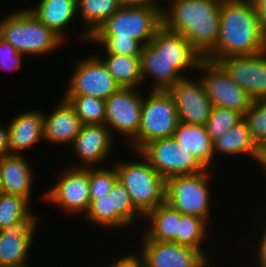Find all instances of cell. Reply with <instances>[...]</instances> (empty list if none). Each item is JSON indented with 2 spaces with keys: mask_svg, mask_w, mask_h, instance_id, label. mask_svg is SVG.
Here are the masks:
<instances>
[{
  "mask_svg": "<svg viewBox=\"0 0 266 267\" xmlns=\"http://www.w3.org/2000/svg\"><path fill=\"white\" fill-rule=\"evenodd\" d=\"M264 50L266 35L253 1H221L218 40L215 48L205 58L217 61Z\"/></svg>",
  "mask_w": 266,
  "mask_h": 267,
  "instance_id": "6da1fadb",
  "label": "cell"
},
{
  "mask_svg": "<svg viewBox=\"0 0 266 267\" xmlns=\"http://www.w3.org/2000/svg\"><path fill=\"white\" fill-rule=\"evenodd\" d=\"M222 0H169L162 9L163 26L180 33L205 58L216 46Z\"/></svg>",
  "mask_w": 266,
  "mask_h": 267,
  "instance_id": "7a4b0ae2",
  "label": "cell"
},
{
  "mask_svg": "<svg viewBox=\"0 0 266 267\" xmlns=\"http://www.w3.org/2000/svg\"><path fill=\"white\" fill-rule=\"evenodd\" d=\"M0 37L24 56H41L61 47L64 40L29 9H16L0 21Z\"/></svg>",
  "mask_w": 266,
  "mask_h": 267,
  "instance_id": "3957f363",
  "label": "cell"
},
{
  "mask_svg": "<svg viewBox=\"0 0 266 267\" xmlns=\"http://www.w3.org/2000/svg\"><path fill=\"white\" fill-rule=\"evenodd\" d=\"M141 161H117L118 180L130 194L136 209L145 217L165 202L166 180L139 153Z\"/></svg>",
  "mask_w": 266,
  "mask_h": 267,
  "instance_id": "277c9868",
  "label": "cell"
},
{
  "mask_svg": "<svg viewBox=\"0 0 266 267\" xmlns=\"http://www.w3.org/2000/svg\"><path fill=\"white\" fill-rule=\"evenodd\" d=\"M163 6L122 5L90 37H118L149 44L163 26Z\"/></svg>",
  "mask_w": 266,
  "mask_h": 267,
  "instance_id": "5b68a950",
  "label": "cell"
},
{
  "mask_svg": "<svg viewBox=\"0 0 266 267\" xmlns=\"http://www.w3.org/2000/svg\"><path fill=\"white\" fill-rule=\"evenodd\" d=\"M148 96L143 97L138 135L128 144L135 152L147 143L172 137L179 123L175 100L168 90H150Z\"/></svg>",
  "mask_w": 266,
  "mask_h": 267,
  "instance_id": "8992f818",
  "label": "cell"
},
{
  "mask_svg": "<svg viewBox=\"0 0 266 267\" xmlns=\"http://www.w3.org/2000/svg\"><path fill=\"white\" fill-rule=\"evenodd\" d=\"M213 170L192 175L174 176L166 180L165 202L181 214L211 222V182ZM211 199V200H210Z\"/></svg>",
  "mask_w": 266,
  "mask_h": 267,
  "instance_id": "52a82bcc",
  "label": "cell"
},
{
  "mask_svg": "<svg viewBox=\"0 0 266 267\" xmlns=\"http://www.w3.org/2000/svg\"><path fill=\"white\" fill-rule=\"evenodd\" d=\"M139 153L165 179L192 175L207 168L173 136L147 143Z\"/></svg>",
  "mask_w": 266,
  "mask_h": 267,
  "instance_id": "ba28073f",
  "label": "cell"
},
{
  "mask_svg": "<svg viewBox=\"0 0 266 267\" xmlns=\"http://www.w3.org/2000/svg\"><path fill=\"white\" fill-rule=\"evenodd\" d=\"M196 71H203L200 79L212 106L234 110L242 115L252 106L254 99L233 81L218 62L202 58Z\"/></svg>",
  "mask_w": 266,
  "mask_h": 267,
  "instance_id": "9c48e42d",
  "label": "cell"
},
{
  "mask_svg": "<svg viewBox=\"0 0 266 267\" xmlns=\"http://www.w3.org/2000/svg\"><path fill=\"white\" fill-rule=\"evenodd\" d=\"M63 96H93L108 99L121 87L98 53L77 61Z\"/></svg>",
  "mask_w": 266,
  "mask_h": 267,
  "instance_id": "30bf717a",
  "label": "cell"
},
{
  "mask_svg": "<svg viewBox=\"0 0 266 267\" xmlns=\"http://www.w3.org/2000/svg\"><path fill=\"white\" fill-rule=\"evenodd\" d=\"M56 183L42 193L43 199L56 204L70 215L85 214L90 205L89 168L70 167L59 174Z\"/></svg>",
  "mask_w": 266,
  "mask_h": 267,
  "instance_id": "8fae6325",
  "label": "cell"
},
{
  "mask_svg": "<svg viewBox=\"0 0 266 267\" xmlns=\"http://www.w3.org/2000/svg\"><path fill=\"white\" fill-rule=\"evenodd\" d=\"M143 97L137 88H120L105 100V124L113 136L124 135L126 144L138 135Z\"/></svg>",
  "mask_w": 266,
  "mask_h": 267,
  "instance_id": "7c38bea8",
  "label": "cell"
},
{
  "mask_svg": "<svg viewBox=\"0 0 266 267\" xmlns=\"http://www.w3.org/2000/svg\"><path fill=\"white\" fill-rule=\"evenodd\" d=\"M38 223L37 214L30 211L24 218L0 229V267L30 266L28 258Z\"/></svg>",
  "mask_w": 266,
  "mask_h": 267,
  "instance_id": "4fadbf2b",
  "label": "cell"
},
{
  "mask_svg": "<svg viewBox=\"0 0 266 267\" xmlns=\"http://www.w3.org/2000/svg\"><path fill=\"white\" fill-rule=\"evenodd\" d=\"M216 62L254 100L266 98V50L255 54L230 56Z\"/></svg>",
  "mask_w": 266,
  "mask_h": 267,
  "instance_id": "5bb4252c",
  "label": "cell"
},
{
  "mask_svg": "<svg viewBox=\"0 0 266 267\" xmlns=\"http://www.w3.org/2000/svg\"><path fill=\"white\" fill-rule=\"evenodd\" d=\"M197 80L186 76L168 91L175 100L180 122L205 125L210 115L212 103L207 96L202 80L200 78Z\"/></svg>",
  "mask_w": 266,
  "mask_h": 267,
  "instance_id": "9a60e30c",
  "label": "cell"
},
{
  "mask_svg": "<svg viewBox=\"0 0 266 267\" xmlns=\"http://www.w3.org/2000/svg\"><path fill=\"white\" fill-rule=\"evenodd\" d=\"M142 267H198L207 257L198 249L174 242L142 240Z\"/></svg>",
  "mask_w": 266,
  "mask_h": 267,
  "instance_id": "2e32d148",
  "label": "cell"
},
{
  "mask_svg": "<svg viewBox=\"0 0 266 267\" xmlns=\"http://www.w3.org/2000/svg\"><path fill=\"white\" fill-rule=\"evenodd\" d=\"M113 137L106 124L82 125L79 134L70 145L81 163L72 164V167L89 168L104 164L103 162L108 160L114 147Z\"/></svg>",
  "mask_w": 266,
  "mask_h": 267,
  "instance_id": "e0dca14e",
  "label": "cell"
},
{
  "mask_svg": "<svg viewBox=\"0 0 266 267\" xmlns=\"http://www.w3.org/2000/svg\"><path fill=\"white\" fill-rule=\"evenodd\" d=\"M53 109L50 114L43 111L44 141L69 146L79 134L83 124L74 108L63 97Z\"/></svg>",
  "mask_w": 266,
  "mask_h": 267,
  "instance_id": "ac0fdd59",
  "label": "cell"
},
{
  "mask_svg": "<svg viewBox=\"0 0 266 267\" xmlns=\"http://www.w3.org/2000/svg\"><path fill=\"white\" fill-rule=\"evenodd\" d=\"M150 44L163 56L173 62L182 74L186 70H197L202 56L180 33L172 32L162 26L151 39Z\"/></svg>",
  "mask_w": 266,
  "mask_h": 267,
  "instance_id": "d6986e66",
  "label": "cell"
},
{
  "mask_svg": "<svg viewBox=\"0 0 266 267\" xmlns=\"http://www.w3.org/2000/svg\"><path fill=\"white\" fill-rule=\"evenodd\" d=\"M9 154L22 155L33 149L35 144L44 142L43 111L29 110L13 117L9 122Z\"/></svg>",
  "mask_w": 266,
  "mask_h": 267,
  "instance_id": "ffe728a7",
  "label": "cell"
},
{
  "mask_svg": "<svg viewBox=\"0 0 266 267\" xmlns=\"http://www.w3.org/2000/svg\"><path fill=\"white\" fill-rule=\"evenodd\" d=\"M140 59L142 84L149 77L155 80L151 84V90H169L179 80L186 77L173 66L171 60L159 54L150 43L143 46Z\"/></svg>",
  "mask_w": 266,
  "mask_h": 267,
  "instance_id": "44dd1931",
  "label": "cell"
},
{
  "mask_svg": "<svg viewBox=\"0 0 266 267\" xmlns=\"http://www.w3.org/2000/svg\"><path fill=\"white\" fill-rule=\"evenodd\" d=\"M33 171L24 154H5L1 156L2 191L7 194L22 196L30 202L34 178Z\"/></svg>",
  "mask_w": 266,
  "mask_h": 267,
  "instance_id": "7402d4cb",
  "label": "cell"
},
{
  "mask_svg": "<svg viewBox=\"0 0 266 267\" xmlns=\"http://www.w3.org/2000/svg\"><path fill=\"white\" fill-rule=\"evenodd\" d=\"M36 6L29 8L31 12L65 41V37L71 35L69 31H72L64 32L65 27L77 15V0H40Z\"/></svg>",
  "mask_w": 266,
  "mask_h": 267,
  "instance_id": "603a6c76",
  "label": "cell"
},
{
  "mask_svg": "<svg viewBox=\"0 0 266 267\" xmlns=\"http://www.w3.org/2000/svg\"><path fill=\"white\" fill-rule=\"evenodd\" d=\"M181 215L166 202L154 208L144 217L145 221L150 224L141 232L143 234L141 240L176 243Z\"/></svg>",
  "mask_w": 266,
  "mask_h": 267,
  "instance_id": "cb8c5ba5",
  "label": "cell"
},
{
  "mask_svg": "<svg viewBox=\"0 0 266 267\" xmlns=\"http://www.w3.org/2000/svg\"><path fill=\"white\" fill-rule=\"evenodd\" d=\"M173 138L189 150L207 169L214 168L213 144L205 125L178 123Z\"/></svg>",
  "mask_w": 266,
  "mask_h": 267,
  "instance_id": "d4e9b609",
  "label": "cell"
},
{
  "mask_svg": "<svg viewBox=\"0 0 266 267\" xmlns=\"http://www.w3.org/2000/svg\"><path fill=\"white\" fill-rule=\"evenodd\" d=\"M212 144L214 163L216 162L215 157L217 158L218 152V154L222 153L229 156L243 154L250 156L256 161L259 158L260 148L253 141L247 123L244 120L226 131L221 137L214 140Z\"/></svg>",
  "mask_w": 266,
  "mask_h": 267,
  "instance_id": "484cf974",
  "label": "cell"
},
{
  "mask_svg": "<svg viewBox=\"0 0 266 267\" xmlns=\"http://www.w3.org/2000/svg\"><path fill=\"white\" fill-rule=\"evenodd\" d=\"M122 6L120 0H77V16L83 22L85 29L81 34L82 40H88L90 36L109 17Z\"/></svg>",
  "mask_w": 266,
  "mask_h": 267,
  "instance_id": "4316f807",
  "label": "cell"
},
{
  "mask_svg": "<svg viewBox=\"0 0 266 267\" xmlns=\"http://www.w3.org/2000/svg\"><path fill=\"white\" fill-rule=\"evenodd\" d=\"M121 88H136L142 85L140 56L118 54L98 55Z\"/></svg>",
  "mask_w": 266,
  "mask_h": 267,
  "instance_id": "83f0119b",
  "label": "cell"
},
{
  "mask_svg": "<svg viewBox=\"0 0 266 267\" xmlns=\"http://www.w3.org/2000/svg\"><path fill=\"white\" fill-rule=\"evenodd\" d=\"M85 217L91 224H98L103 229L131 228L130 224L114 208L113 188L108 195L91 199L88 210L84 214Z\"/></svg>",
  "mask_w": 266,
  "mask_h": 267,
  "instance_id": "f1b7e54d",
  "label": "cell"
},
{
  "mask_svg": "<svg viewBox=\"0 0 266 267\" xmlns=\"http://www.w3.org/2000/svg\"><path fill=\"white\" fill-rule=\"evenodd\" d=\"M208 225L209 222L202 218L182 214L179 220L178 232L176 233V243L194 247L206 257H209L202 248L203 242L210 239Z\"/></svg>",
  "mask_w": 266,
  "mask_h": 267,
  "instance_id": "f546056e",
  "label": "cell"
},
{
  "mask_svg": "<svg viewBox=\"0 0 266 267\" xmlns=\"http://www.w3.org/2000/svg\"><path fill=\"white\" fill-rule=\"evenodd\" d=\"M74 108L83 125L105 124V100L93 96H62Z\"/></svg>",
  "mask_w": 266,
  "mask_h": 267,
  "instance_id": "4dcf8cb0",
  "label": "cell"
},
{
  "mask_svg": "<svg viewBox=\"0 0 266 267\" xmlns=\"http://www.w3.org/2000/svg\"><path fill=\"white\" fill-rule=\"evenodd\" d=\"M242 120L243 115L237 111L212 106L205 127L211 141L213 142Z\"/></svg>",
  "mask_w": 266,
  "mask_h": 267,
  "instance_id": "1f68e13d",
  "label": "cell"
},
{
  "mask_svg": "<svg viewBox=\"0 0 266 267\" xmlns=\"http://www.w3.org/2000/svg\"><path fill=\"white\" fill-rule=\"evenodd\" d=\"M26 198L2 192L0 194V229L24 218L31 211Z\"/></svg>",
  "mask_w": 266,
  "mask_h": 267,
  "instance_id": "d6a6232c",
  "label": "cell"
},
{
  "mask_svg": "<svg viewBox=\"0 0 266 267\" xmlns=\"http://www.w3.org/2000/svg\"><path fill=\"white\" fill-rule=\"evenodd\" d=\"M253 141L260 148L266 144V98L253 101L250 109L243 115Z\"/></svg>",
  "mask_w": 266,
  "mask_h": 267,
  "instance_id": "836d02e7",
  "label": "cell"
},
{
  "mask_svg": "<svg viewBox=\"0 0 266 267\" xmlns=\"http://www.w3.org/2000/svg\"><path fill=\"white\" fill-rule=\"evenodd\" d=\"M89 167V193L90 199H98L108 195L114 184L118 181V174L115 166Z\"/></svg>",
  "mask_w": 266,
  "mask_h": 267,
  "instance_id": "e575fe53",
  "label": "cell"
},
{
  "mask_svg": "<svg viewBox=\"0 0 266 267\" xmlns=\"http://www.w3.org/2000/svg\"><path fill=\"white\" fill-rule=\"evenodd\" d=\"M101 45L105 54H118L126 56H140L143 45L135 39L118 37H90L88 42Z\"/></svg>",
  "mask_w": 266,
  "mask_h": 267,
  "instance_id": "d590c367",
  "label": "cell"
},
{
  "mask_svg": "<svg viewBox=\"0 0 266 267\" xmlns=\"http://www.w3.org/2000/svg\"><path fill=\"white\" fill-rule=\"evenodd\" d=\"M113 202L114 208L131 226H134L133 223L137 222L139 218H144L134 206L130 194L119 180L113 186Z\"/></svg>",
  "mask_w": 266,
  "mask_h": 267,
  "instance_id": "8d00e7d4",
  "label": "cell"
},
{
  "mask_svg": "<svg viewBox=\"0 0 266 267\" xmlns=\"http://www.w3.org/2000/svg\"><path fill=\"white\" fill-rule=\"evenodd\" d=\"M23 54L19 53L9 42L0 37V70L14 72L22 66Z\"/></svg>",
  "mask_w": 266,
  "mask_h": 267,
  "instance_id": "74e56055",
  "label": "cell"
},
{
  "mask_svg": "<svg viewBox=\"0 0 266 267\" xmlns=\"http://www.w3.org/2000/svg\"><path fill=\"white\" fill-rule=\"evenodd\" d=\"M139 252L136 254V252L134 251V253H130L126 255L124 254V256L120 257V258H116V260L108 266L106 265L105 267H142V261H141V257L139 255ZM139 255V256H138ZM104 267V266H103Z\"/></svg>",
  "mask_w": 266,
  "mask_h": 267,
  "instance_id": "f35d334b",
  "label": "cell"
},
{
  "mask_svg": "<svg viewBox=\"0 0 266 267\" xmlns=\"http://www.w3.org/2000/svg\"><path fill=\"white\" fill-rule=\"evenodd\" d=\"M259 234H261V237L258 235L259 242L257 243L258 245H256L258 252L254 255L255 257H253L254 259L252 263L257 267H266V228L264 225L263 229L259 231Z\"/></svg>",
  "mask_w": 266,
  "mask_h": 267,
  "instance_id": "ab89813d",
  "label": "cell"
},
{
  "mask_svg": "<svg viewBox=\"0 0 266 267\" xmlns=\"http://www.w3.org/2000/svg\"><path fill=\"white\" fill-rule=\"evenodd\" d=\"M253 4L258 14L261 28L266 35V0H254Z\"/></svg>",
  "mask_w": 266,
  "mask_h": 267,
  "instance_id": "60d3db41",
  "label": "cell"
},
{
  "mask_svg": "<svg viewBox=\"0 0 266 267\" xmlns=\"http://www.w3.org/2000/svg\"><path fill=\"white\" fill-rule=\"evenodd\" d=\"M9 154V128L8 124L4 126L0 125V156Z\"/></svg>",
  "mask_w": 266,
  "mask_h": 267,
  "instance_id": "b9f144b4",
  "label": "cell"
},
{
  "mask_svg": "<svg viewBox=\"0 0 266 267\" xmlns=\"http://www.w3.org/2000/svg\"><path fill=\"white\" fill-rule=\"evenodd\" d=\"M122 5L162 6L159 0H120Z\"/></svg>",
  "mask_w": 266,
  "mask_h": 267,
  "instance_id": "7bdbcfd3",
  "label": "cell"
},
{
  "mask_svg": "<svg viewBox=\"0 0 266 267\" xmlns=\"http://www.w3.org/2000/svg\"><path fill=\"white\" fill-rule=\"evenodd\" d=\"M257 163L262 166V169L265 171L264 173H266V144L262 145L259 149V158Z\"/></svg>",
  "mask_w": 266,
  "mask_h": 267,
  "instance_id": "ee69618b",
  "label": "cell"
},
{
  "mask_svg": "<svg viewBox=\"0 0 266 267\" xmlns=\"http://www.w3.org/2000/svg\"><path fill=\"white\" fill-rule=\"evenodd\" d=\"M210 259L207 257L198 267H209Z\"/></svg>",
  "mask_w": 266,
  "mask_h": 267,
  "instance_id": "f6af8a7d",
  "label": "cell"
},
{
  "mask_svg": "<svg viewBox=\"0 0 266 267\" xmlns=\"http://www.w3.org/2000/svg\"><path fill=\"white\" fill-rule=\"evenodd\" d=\"M0 172H1V156H0ZM2 183H1V174H0V194L2 193Z\"/></svg>",
  "mask_w": 266,
  "mask_h": 267,
  "instance_id": "bcb514c9",
  "label": "cell"
},
{
  "mask_svg": "<svg viewBox=\"0 0 266 267\" xmlns=\"http://www.w3.org/2000/svg\"><path fill=\"white\" fill-rule=\"evenodd\" d=\"M222 1H254V0H222Z\"/></svg>",
  "mask_w": 266,
  "mask_h": 267,
  "instance_id": "7dc6e473",
  "label": "cell"
}]
</instances>
